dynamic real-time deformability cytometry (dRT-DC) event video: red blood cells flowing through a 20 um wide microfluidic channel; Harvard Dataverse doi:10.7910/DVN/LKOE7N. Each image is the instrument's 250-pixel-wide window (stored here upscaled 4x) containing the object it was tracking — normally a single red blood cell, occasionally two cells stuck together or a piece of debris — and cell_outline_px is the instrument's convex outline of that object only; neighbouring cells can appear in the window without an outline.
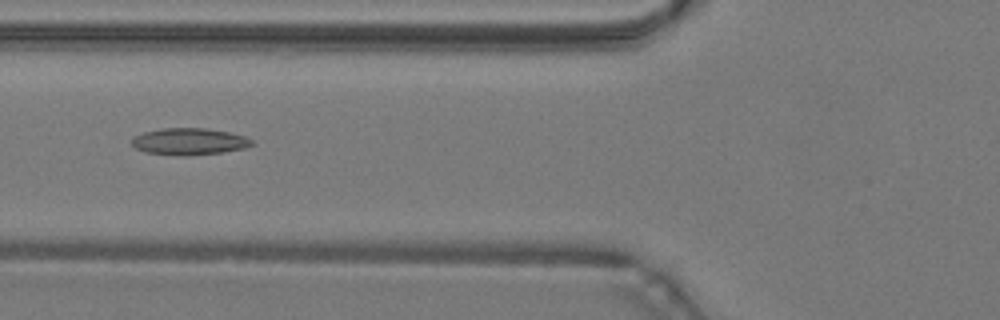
{"species": "common noctule bat (a hibernating species)", "species_latin": "Nyctalus noctula", "temperature_condition": "warm", "stored_images_in_passage": 48, "camera_frame_rate_fps": 3000, "um_per_image_px": 0.085, "animal": {"sex": "male", "body_mass_g": 19.2, "forearm_length_mm": 51.8}, "frame": {"image": 1, "passage_image": 19, "time_ms": 6.0, "image_size_px": [1000, 320], "cell_outline_px": [[256, 144], [244, 148], [224, 152], [188, 156], [180, 156], [144, 152], [136, 148], [132, 144], [132, 136], [144, 132], [164, 128], [204, 128], [228, 132], [244, 136], [252, 140]], "centroid_in_image_um": [16.08, 12.04], "position_along_channel_um": 109.7, "area_um2": 18.84}}
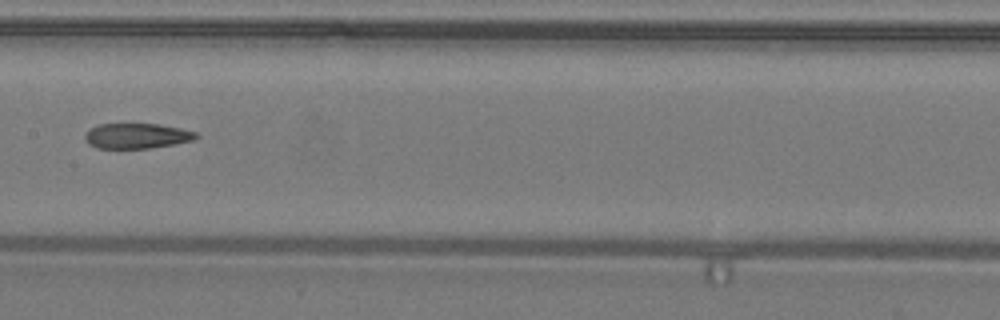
{"frame": {"image": 2, "passage_image": 25, "time_ms": 8.0, "image_size_px": [1000, 320], "cell_outline_px": [[200, 136], [192, 140], [152, 148], [96, 148], [88, 144], [84, 140], [84, 136], [92, 128], [100, 124], [160, 124], [180, 128], [196, 132]], "centroid_in_image_um": [11.62, 11.55], "position_along_channel_um": 195.8, "area_um2": 16.24}}
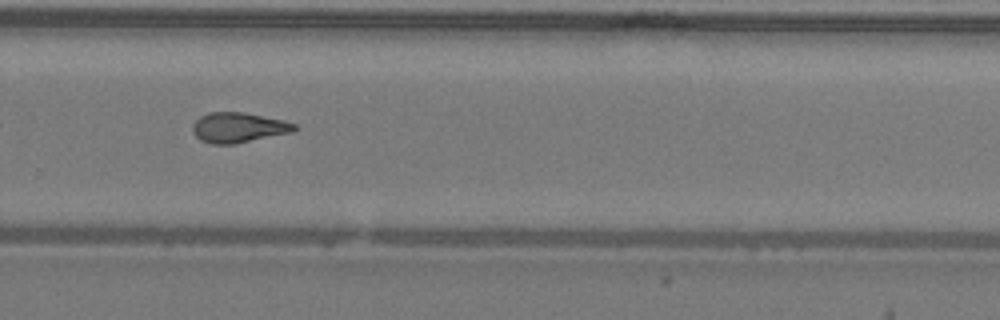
{"frame": {"image": 3, "passage_image": 33, "time_ms": 10.667, "image_size_px": [1000, 320], "cell_outline_px": [[300, 128], [292, 132], [236, 144], [212, 144], [200, 140], [192, 132], [192, 124], [200, 116], [208, 112], [244, 112], [284, 120], [296, 124]], "centroid_in_image_um": [20.27, 10.84], "position_along_channel_um": 309.5, "area_um2": 18.09}, "authors_computed_cell_mechanics": {"area_um2": 18.1203, "velocity_mm_per_s": 4.2889, "shape_relaxation_time_tau1_ms": null, "shape_relaxation_time_tau2_ms": 5.5145, "deformation_change_tau1": null, "deformation_change_tau2": 0.1596}}